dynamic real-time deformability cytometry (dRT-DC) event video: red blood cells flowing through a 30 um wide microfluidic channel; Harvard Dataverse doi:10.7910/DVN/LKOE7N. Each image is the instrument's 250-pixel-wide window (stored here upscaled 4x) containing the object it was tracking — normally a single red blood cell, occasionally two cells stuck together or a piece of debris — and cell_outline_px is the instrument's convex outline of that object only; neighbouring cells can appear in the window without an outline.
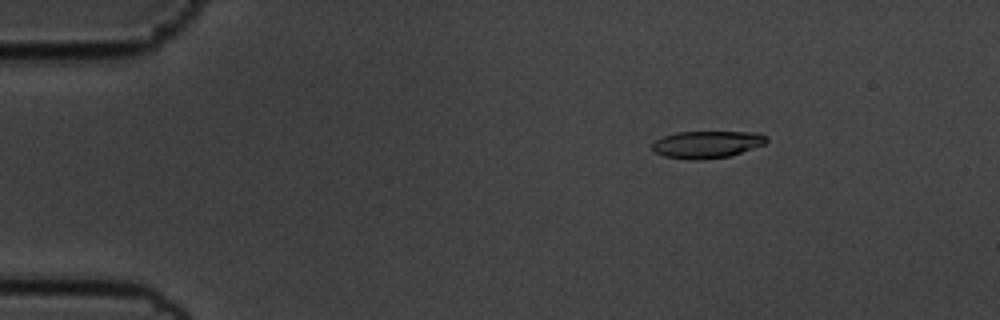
{"species": "common noctule bat (a hibernating species)", "species_latin": "Nyctalus noctula", "temperature_condition": "cold", "stored_images_in_passage": 57, "camera_frame_rate_fps": 3000, "um_per_image_px": 0.085, "animal": {"sex": "male", "body_mass_g": 19.5, "forearm_length_mm": 54.6}, "frame": {"image": 1, "passage_image": 9, "time_ms": 2.667, "image_size_px": [1000, 320], "cell_outline_px": [[768, 140], [764, 144], [728, 156], [700, 160], [692, 160], [664, 156], [652, 152], [652, 144], [656, 140], [664, 136], [676, 132], [760, 132], [768, 136]], "centroid_in_image_um": [60.07, 12.27], "position_along_channel_um": 24.9, "area_um2": 18.09}}
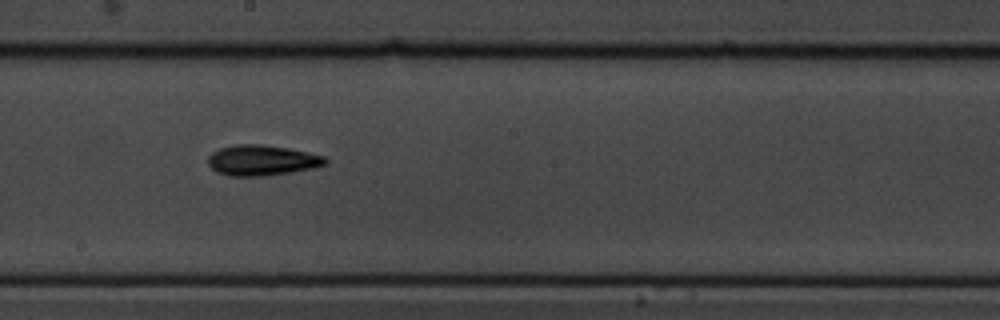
{"frame": {"image": 2, "passage_image": 32, "time_ms": 10.333, "image_size_px": [1000, 320], "cell_outline_px": [[328, 164], [316, 168], [292, 172], [264, 176], [228, 176], [216, 172], [208, 164], [208, 156], [212, 152], [220, 148], [236, 144], [260, 144], [288, 148], [308, 152], [324, 156], [328, 160]], "centroid_in_image_um": [22.28, 13.63], "position_along_channel_um": 225.9, "area_um2": 21.1}}
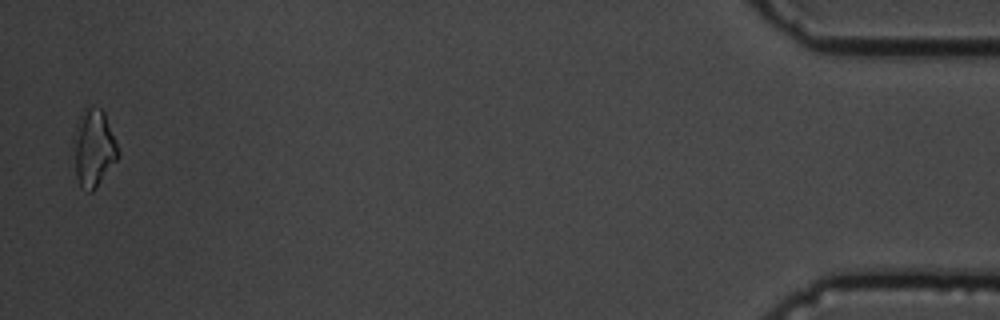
{"frame": {"image": 3, "passage_image": 56, "time_ms": 18.333, "image_size_px": [1000, 320], "cell_outline_px": [[120, 156], [92, 192], [88, 192], [80, 188], [68, 156], [72, 136], [76, 124], [84, 108], [88, 104], [100, 108], [104, 112], [116, 140], [120, 152]], "centroid_in_image_um": [7.87, 12.6], "position_along_channel_um": 427.3, "area_um2": 21.39}, "authors_computed_cell_mechanics": {"area_um2": 19.1318, "velocity_mm_per_s": 3.5789, "shape_relaxation_time_tau1_ms": 2.8249, "shape_relaxation_time_tau2_ms": null, "deformation_change_tau1": 0.1213, "deformation_change_tau2": null}}